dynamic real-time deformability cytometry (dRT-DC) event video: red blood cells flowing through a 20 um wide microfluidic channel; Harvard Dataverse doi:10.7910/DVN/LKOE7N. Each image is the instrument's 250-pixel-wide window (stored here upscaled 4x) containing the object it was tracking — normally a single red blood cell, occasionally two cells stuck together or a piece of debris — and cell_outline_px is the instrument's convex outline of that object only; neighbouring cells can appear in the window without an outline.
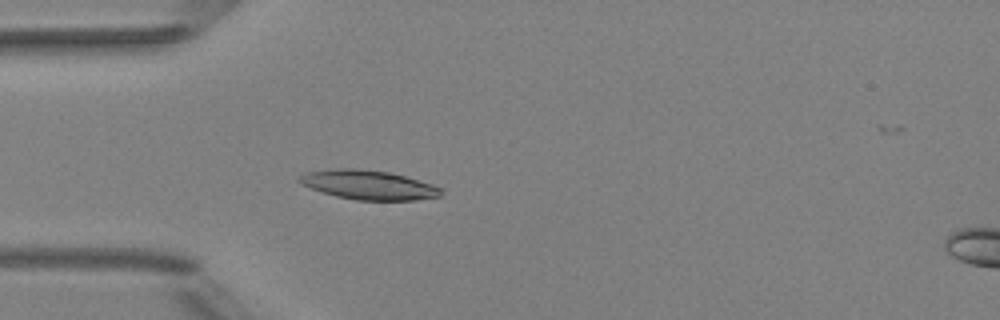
{"species": "Egyptian fruit bat (a non-hibernating species)", "species_latin": "Rousettus aegyptiacus", "temperature_condition": "room temperature", "stored_images_in_passage": 5, "camera_frame_rate_fps": 3000, "um_per_image_px": 0.085, "animal": {"sex": "female"}, "frame": {"image": 1, "passage_image": 4, "time_ms": 3.333, "image_size_px": [1000, 320], "cell_outline_px": [[440, 196], [416, 200], [356, 200], [336, 196], [300, 184], [296, 180], [300, 176], [308, 172], [340, 168], [356, 168], [388, 172], [404, 176], [432, 184], [440, 188]], "centroid_in_image_um": [31.3, 15.72], "position_along_channel_um": 53.7, "area_um2": 23.81}}